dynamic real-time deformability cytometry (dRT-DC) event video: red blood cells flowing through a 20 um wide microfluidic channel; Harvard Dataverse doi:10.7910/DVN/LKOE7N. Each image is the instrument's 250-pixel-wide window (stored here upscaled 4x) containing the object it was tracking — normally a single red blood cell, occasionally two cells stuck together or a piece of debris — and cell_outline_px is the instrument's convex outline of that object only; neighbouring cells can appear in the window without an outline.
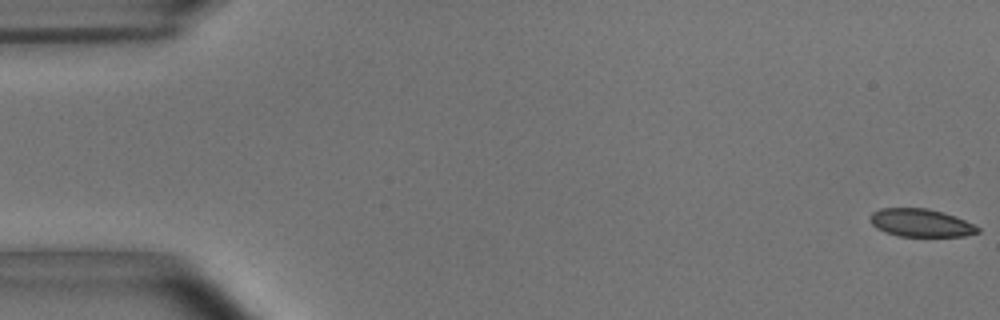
{"species": "common noctule bat (a hibernating species)", "species_latin": "Nyctalus noctula", "temperature_condition": "room temperature", "stored_images_in_passage": 54, "camera_frame_rate_fps": 3000, "um_per_image_px": 0.085, "animal": {"sex": "male", "body_mass_g": 15.6}, "frame": {"image": 1, "passage_image": 1, "time_ms": 0.0, "image_size_px": [1000, 320], "cell_outline_px": [[980, 232], [964, 236], [900, 236], [884, 232], [876, 228], [872, 224], [868, 216], [872, 212], [880, 208], [928, 208], [956, 216], [980, 228]], "centroid_in_image_um": [78.24, 18.94], "position_along_channel_um": 6.8, "area_um2": 17.57}}
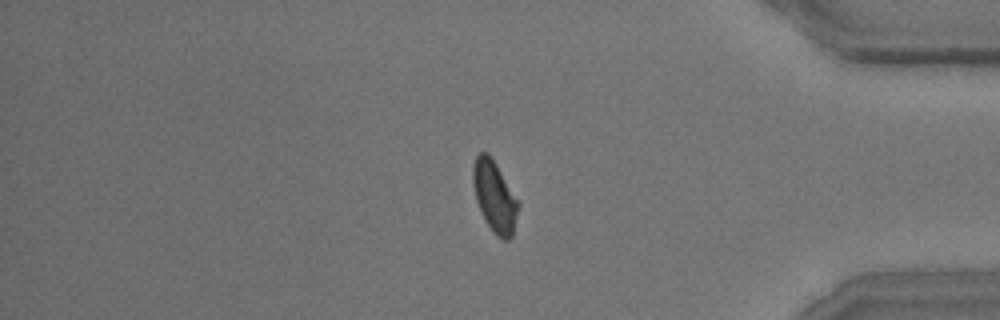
{"frame": {"image": 2, "passage_image": 46, "time_ms": 15.0, "image_size_px": [1000, 320], "cell_outline_px": [[520, 204], [512, 236], [508, 240], [504, 240], [496, 236], [492, 232], [476, 200], [472, 180], [472, 164], [476, 156], [480, 152], [488, 152], [496, 164]], "centroid_in_image_um": [42.03, 16.69], "position_along_channel_um": 393.2, "area_um2": 18.61}}
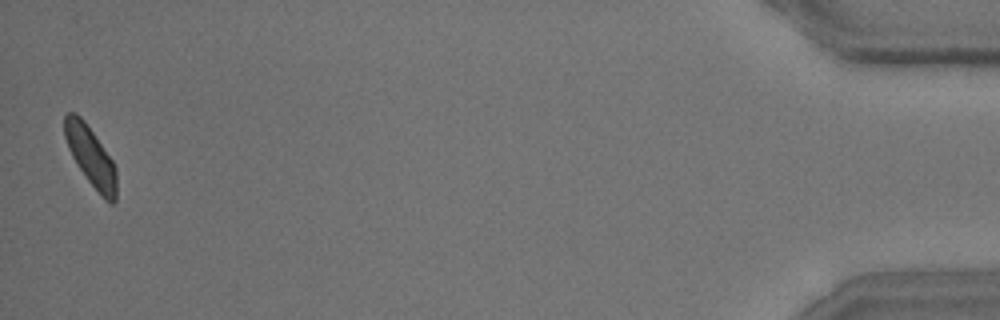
{"frame": {"image": 3, "passage_image": 54, "time_ms": 17.667, "image_size_px": [1000, 320], "cell_outline_px": [[116, 200], [112, 204], [104, 200], [88, 180], [72, 156], [68, 148], [64, 136], [64, 116], [68, 112], [76, 112], [84, 120], [112, 160], [116, 168]], "centroid_in_image_um": [7.71, 13.29], "position_along_channel_um": 427.5, "area_um2": 17.86}, "authors_computed_cell_mechanics": {"area_um2": 18.9006, "velocity_mm_per_s": 3.6786, "shape_relaxation_time_tau1_ms": 3.6401, "shape_relaxation_time_tau2_ms": 1.0239, "deformation_change_tau1": 0.1034, "deformation_change_tau2": 0.059}}